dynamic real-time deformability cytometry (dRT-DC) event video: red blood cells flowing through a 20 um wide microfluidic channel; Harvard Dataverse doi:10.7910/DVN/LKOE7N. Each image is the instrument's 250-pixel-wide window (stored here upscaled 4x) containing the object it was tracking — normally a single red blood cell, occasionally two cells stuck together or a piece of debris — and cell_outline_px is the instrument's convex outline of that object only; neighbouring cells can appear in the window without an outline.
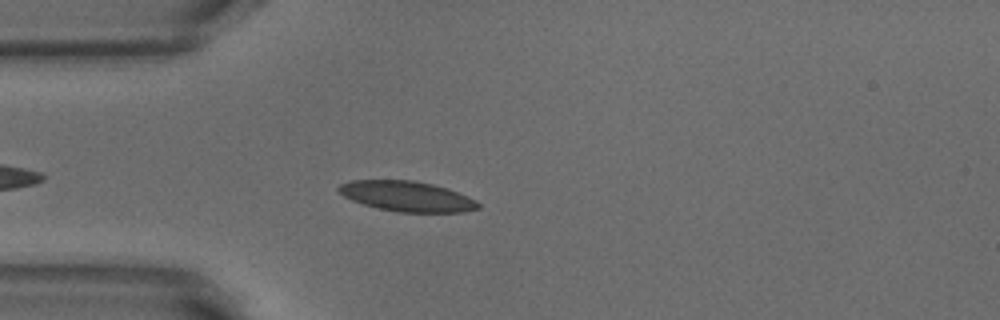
{"species": "common noctule bat (a hibernating species)", "species_latin": "Nyctalus noctula", "temperature_condition": "warm", "stored_images_in_passage": 40, "camera_frame_rate_fps": 3000, "um_per_image_px": 0.085, "animal": {"sex": "male", "body_mass_g": 18.8}, "frame": {"image": 1, "passage_image": 5, "time_ms": 1.333, "image_size_px": [1000, 320], "cell_outline_px": [[480, 208], [464, 212], [396, 212], [364, 204], [352, 200], [336, 192], [336, 188], [340, 184], [352, 180], [412, 180], [432, 184], [448, 188], [468, 196], [476, 200], [480, 204]], "centroid_in_image_um": [34.59, 16.68], "position_along_channel_um": 50.4, "area_um2": 24.68}}
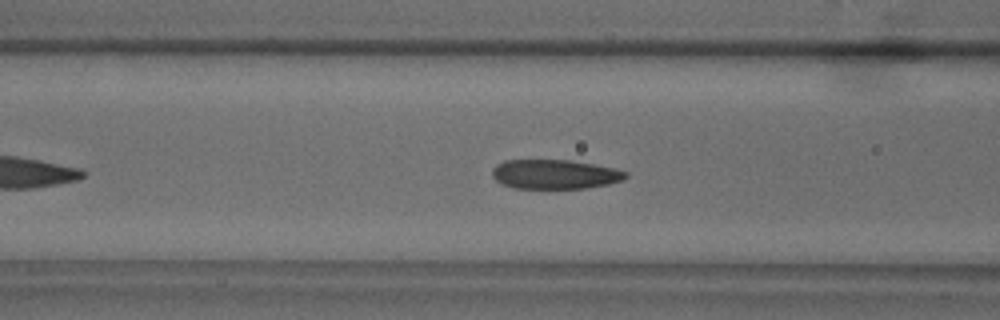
{"frame": {"image": 2, "passage_image": 11, "time_ms": 3.333, "image_size_px": [1000, 320], "cell_outline_px": [[628, 176], [624, 180], [608, 184], [588, 188], [512, 188], [496, 180], [492, 176], [492, 168], [496, 164], [504, 160], [568, 160], [616, 168], [628, 172]], "centroid_in_image_um": [47.17, 14.81], "position_along_channel_um": 119.4, "area_um2": 22.95}}
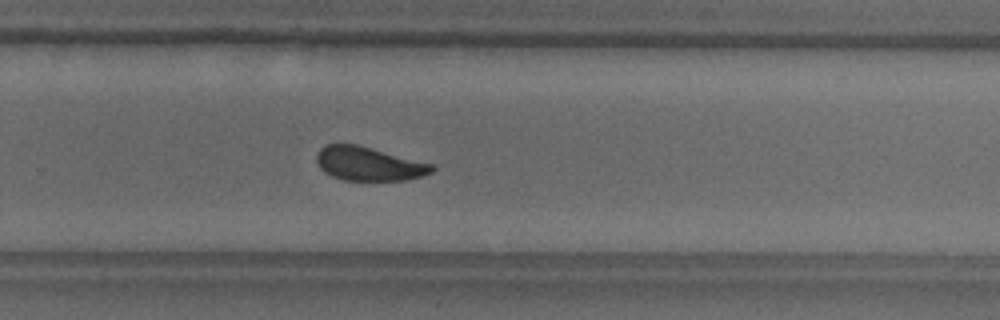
{"frame": {"image": 3, "passage_image": 25, "time_ms": 8.0, "image_size_px": [1000, 320], "cell_outline_px": [[436, 168], [432, 172], [420, 176], [404, 180], [344, 180], [332, 176], [324, 172], [320, 168], [316, 160], [316, 152], [324, 144], [356, 144], [432, 164]], "centroid_in_image_um": [31.29, 13.92], "position_along_channel_um": 298.5, "area_um2": 22.54}, "authors_computed_cell_mechanics": {"area_um2": 23.9581, "velocity_mm_per_s": 3.8393, "shape_relaxation_time_tau1_ms": 4.218, "shape_relaxation_time_tau2_ms": 1.187, "deformation_change_tau1": 0.1069, "deformation_change_tau2": 0.0546}}